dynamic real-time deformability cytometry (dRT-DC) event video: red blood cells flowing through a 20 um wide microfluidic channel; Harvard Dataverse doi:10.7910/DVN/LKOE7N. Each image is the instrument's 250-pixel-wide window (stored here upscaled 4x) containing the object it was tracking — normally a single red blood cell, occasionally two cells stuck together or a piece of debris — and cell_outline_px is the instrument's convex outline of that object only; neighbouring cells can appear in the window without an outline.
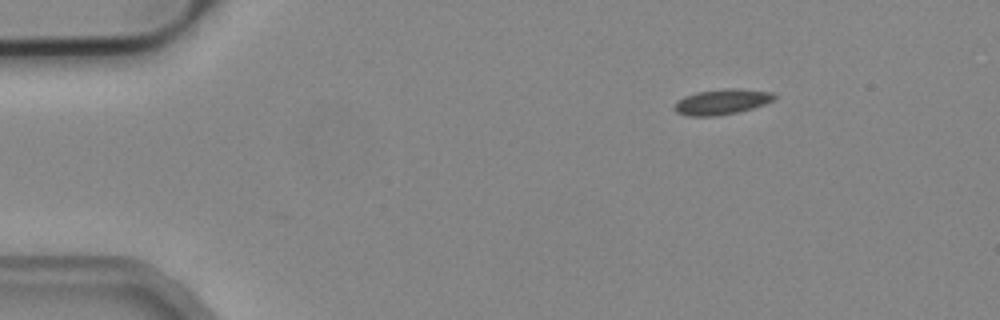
{"species": "common noctule bat (a hibernating species)", "species_latin": "Nyctalus noctula", "temperature_condition": "cold", "stored_images_in_passage": 3, "camera_frame_rate_fps": 3000, "um_per_image_px": 0.085, "animal": {"sex": "male", "body_mass_g": 19.2, "forearm_length_mm": 51.8}, "frame": {"image": 1, "passage_image": 1, "time_ms": 0.0, "image_size_px": [1000, 320], "cell_outline_px": [[776, 100], [752, 108], [736, 112], [712, 116], [688, 116], [676, 112], [676, 104], [684, 96], [696, 92], [724, 88], [736, 88], [772, 92], [776, 96]], "centroid_in_image_um": [61.4, 8.64], "position_along_channel_um": 23.6, "area_um2": 14.62}}